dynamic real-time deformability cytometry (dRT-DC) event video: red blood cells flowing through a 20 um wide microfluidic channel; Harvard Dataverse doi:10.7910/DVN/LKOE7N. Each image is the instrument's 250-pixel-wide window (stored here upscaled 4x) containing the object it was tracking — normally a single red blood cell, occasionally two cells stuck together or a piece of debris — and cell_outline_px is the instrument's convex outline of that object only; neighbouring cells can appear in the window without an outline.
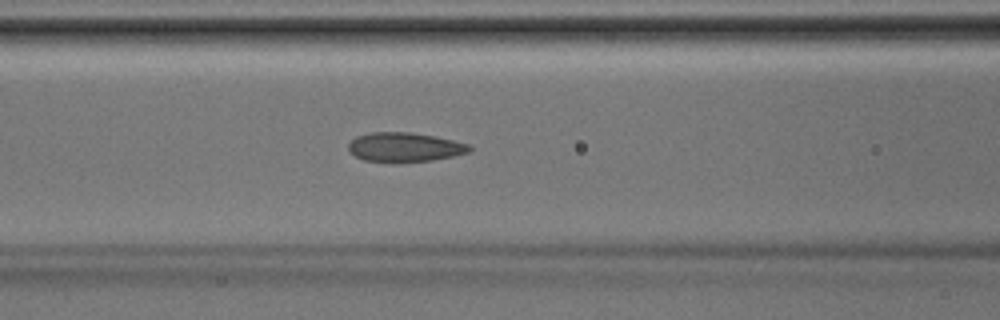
{"species": "Egyptian fruit bat (a non-hibernating species)", "species_latin": "Rousettus aegyptiacus", "temperature_condition": "room temperature", "stored_images_in_passage": 28, "camera_frame_rate_fps": 3000, "um_per_image_px": 0.085, "animal": {"sex": "male"}, "frame": {"image": 1, "passage_image": 5, "time_ms": 1.333, "image_size_px": [1000, 320], "cell_outline_px": [[472, 148], [468, 152], [452, 156], [432, 160], [364, 160], [348, 152], [348, 144], [356, 136], [372, 132], [408, 132], [436, 136], [468, 144]], "centroid_in_image_um": [34.37, 12.47], "position_along_channel_um": 132.2, "area_um2": 20.0}}
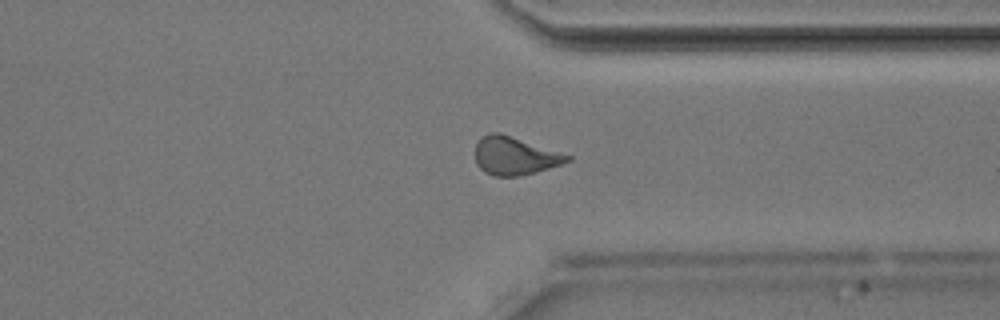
{"frame": {"image": 2, "passage_image": 19, "time_ms": 6.0, "image_size_px": [1000, 320], "cell_outline_px": [[572, 160], [536, 172], [520, 176], [496, 176], [484, 172], [476, 164], [476, 144], [480, 136], [488, 132], [500, 132], [572, 156]], "centroid_in_image_um": [43.72, 13.23], "position_along_channel_um": 367.7, "area_um2": 20.46}}
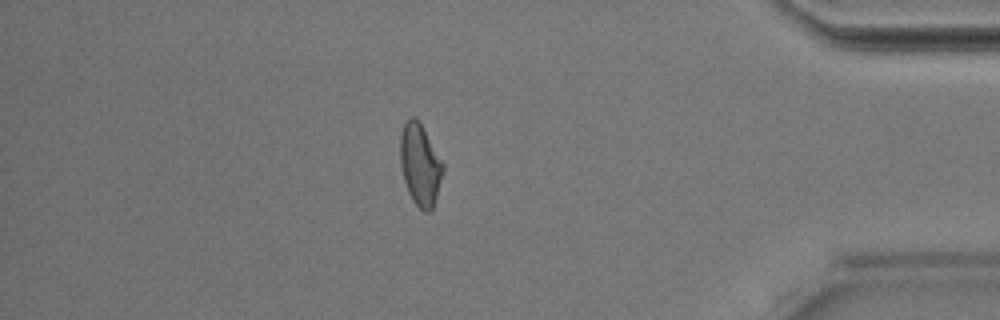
{"frame": {"image": 3, "passage_image": 23, "time_ms": 7.333, "image_size_px": [1000, 320], "cell_outline_px": [[444, 168], [432, 212], [424, 212], [412, 200], [408, 192], [404, 180], [400, 164], [400, 136], [404, 124], [412, 116], [420, 124], [444, 164]], "centroid_in_image_um": [35.7, 14.06], "position_along_channel_um": 399.5, "area_um2": 20.0}}